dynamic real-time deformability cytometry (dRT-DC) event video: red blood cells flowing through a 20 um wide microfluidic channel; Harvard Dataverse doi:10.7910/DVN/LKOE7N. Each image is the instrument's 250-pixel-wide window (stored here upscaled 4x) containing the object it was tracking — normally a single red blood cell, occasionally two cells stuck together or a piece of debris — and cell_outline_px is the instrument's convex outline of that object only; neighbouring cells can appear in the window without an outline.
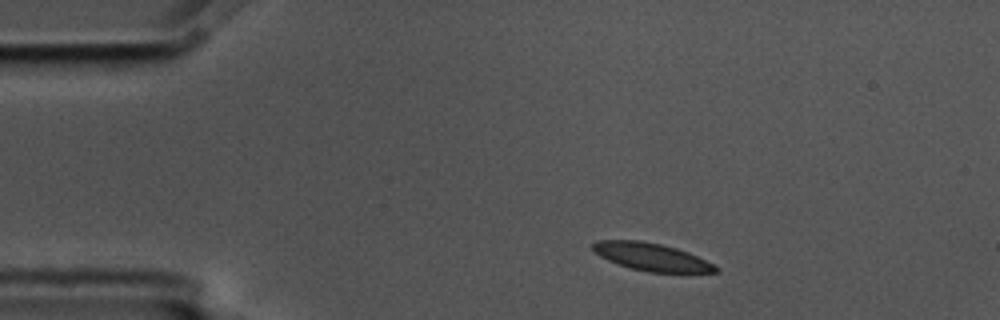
{"species": "common noctule bat (a hibernating species)", "species_latin": "Nyctalus noctula", "temperature_condition": "cold", "stored_images_in_passage": 8, "camera_frame_rate_fps": 3000, "um_per_image_px": 0.085, "animal": {"sex": "male", "body_mass_g": 17.5, "forearm_length_mm": 52.3}, "frame": {"image": 1, "passage_image": 1, "time_ms": 0.0, "image_size_px": [1000, 320], "cell_outline_px": [[720, 272], [648, 272], [632, 268], [608, 260], [600, 256], [592, 248], [592, 244], [596, 240], [640, 240], [660, 244], [676, 248], [688, 252], [720, 268]], "centroid_in_image_um": [55.37, 21.83], "position_along_channel_um": 29.6, "area_um2": 19.48}}
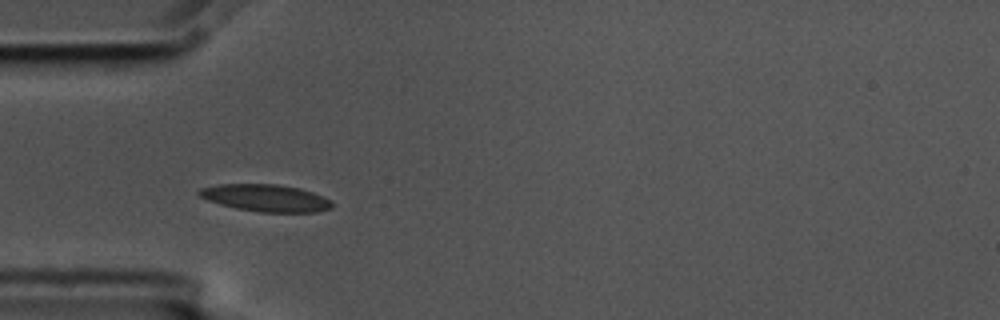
{"frame": {"image": 2, "passage_image": 3, "time_ms": 0.667, "image_size_px": [1000, 320], "cell_outline_px": [[332, 208], [316, 212], [260, 212], [236, 208], [220, 204], [208, 200], [200, 196], [196, 192], [200, 188], [216, 184], [276, 184], [300, 188], [324, 196], [332, 200]], "centroid_in_image_um": [22.6, 16.82], "position_along_channel_um": 62.4, "area_um2": 21.1}}